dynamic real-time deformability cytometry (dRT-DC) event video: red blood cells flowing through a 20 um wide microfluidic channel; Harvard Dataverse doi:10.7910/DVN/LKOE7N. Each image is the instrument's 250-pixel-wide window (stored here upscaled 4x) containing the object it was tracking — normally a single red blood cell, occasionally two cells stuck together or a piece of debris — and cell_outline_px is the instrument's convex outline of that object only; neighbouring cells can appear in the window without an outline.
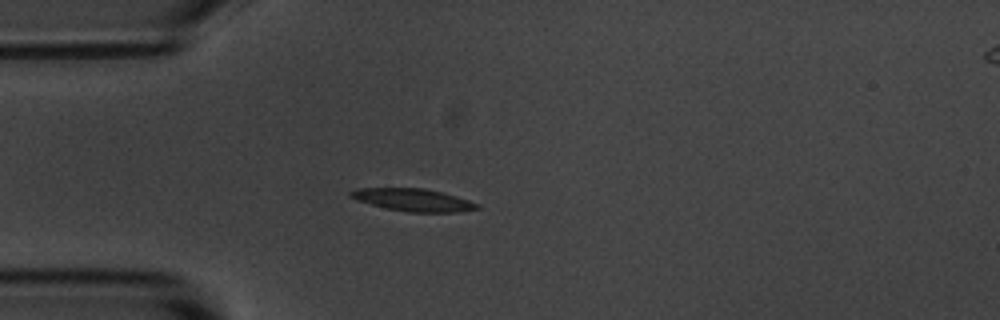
{"species": "common noctule bat (a hibernating species)", "species_latin": "Nyctalus noctula", "temperature_condition": "room temperature", "stored_images_in_passage": 5, "camera_frame_rate_fps": 3000, "um_per_image_px": 0.085, "animal": {"sex": "male", "body_mass_g": 20.1, "forearm_length_mm": 53.5}, "frame": {"image": 1, "passage_image": 4, "time_ms": 3.667, "image_size_px": [1000, 320], "cell_outline_px": [[480, 208], [460, 212], [408, 212], [388, 208], [356, 200], [348, 196], [348, 192], [356, 188], [424, 188], [444, 192], [480, 204]], "centroid_in_image_um": [35.13, 16.98], "position_along_channel_um": 49.9, "area_um2": 16.65}}